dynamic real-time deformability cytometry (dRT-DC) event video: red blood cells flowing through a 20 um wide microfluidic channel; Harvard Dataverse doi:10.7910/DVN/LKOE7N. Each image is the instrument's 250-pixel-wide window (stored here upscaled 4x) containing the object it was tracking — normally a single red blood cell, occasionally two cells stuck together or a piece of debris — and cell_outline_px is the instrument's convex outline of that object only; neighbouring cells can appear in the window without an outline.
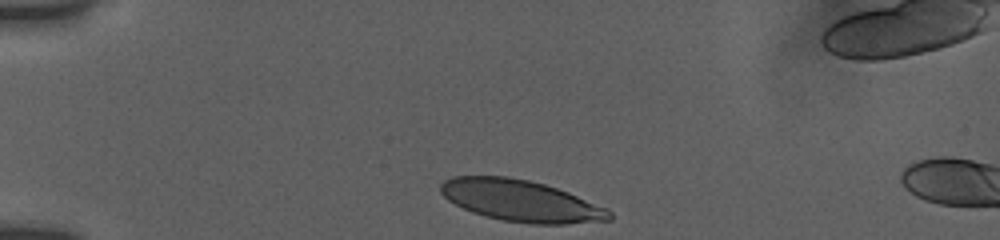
{"species": "human", "species_latin": "Homo sapiens", "temperature_condition": "room temperature", "stored_images_in_passage": 4, "camera_frame_rate_fps": 3000, "um_per_image_px": 0.085, "donor": {"sex": "female"}, "frame": {"image": 1, "passage_image": 1, "time_ms": 0.0, "image_size_px": [1000, 240], "cell_outline_px": [[612, 220], [568, 224], [532, 224], [504, 220], [484, 216], [472, 212], [448, 200], [440, 192], [440, 184], [444, 180], [452, 176], [508, 176], [528, 180], [544, 184], [568, 192], [608, 208], [612, 212]], "centroid_in_image_um": [44.29, 17.07], "position_along_channel_um": 40.7, "area_um2": 40.86}}